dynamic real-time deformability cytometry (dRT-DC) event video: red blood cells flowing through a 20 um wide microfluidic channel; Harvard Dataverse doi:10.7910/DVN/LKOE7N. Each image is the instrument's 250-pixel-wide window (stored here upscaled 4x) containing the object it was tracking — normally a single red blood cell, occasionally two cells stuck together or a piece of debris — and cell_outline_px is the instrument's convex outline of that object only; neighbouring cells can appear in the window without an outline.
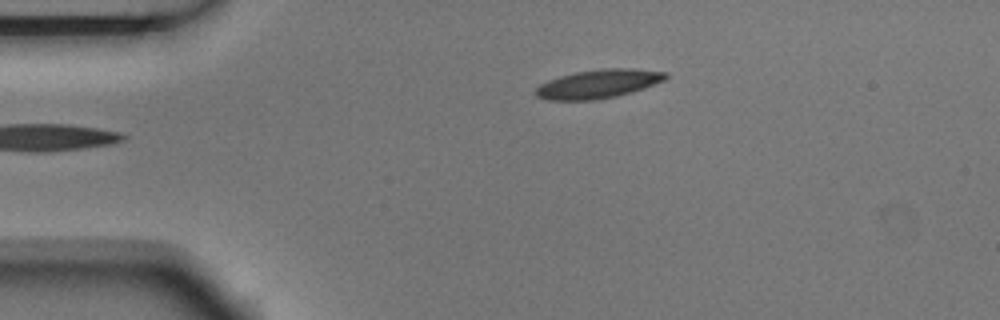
{"species": "Egyptian fruit bat (a non-hibernating species)", "species_latin": "Rousettus aegyptiacus", "temperature_condition": "room temperature", "stored_images_in_passage": 2, "camera_frame_rate_fps": 3000, "um_per_image_px": 0.085, "animal": {"sex": "male"}, "frame": {"image": 1, "passage_image": 1, "time_ms": 0.0, "image_size_px": [1000, 320], "cell_outline_px": [[668, 76], [664, 80], [644, 88], [632, 92], [616, 96], [596, 100], [548, 100], [536, 96], [532, 92], [540, 84], [548, 80], [560, 76], [576, 72], [608, 68], [636, 68], [668, 72]], "centroid_in_image_um": [50.85, 7.13], "position_along_channel_um": 34.1, "area_um2": 21.85}}